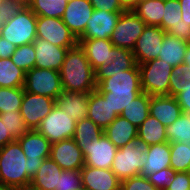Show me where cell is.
Segmentation results:
<instances>
[{"label": "cell", "instance_id": "6da1fadb", "mask_svg": "<svg viewBox=\"0 0 190 190\" xmlns=\"http://www.w3.org/2000/svg\"><path fill=\"white\" fill-rule=\"evenodd\" d=\"M95 81L96 90L108 99L109 105L118 116L142 93L138 64L129 70L95 72Z\"/></svg>", "mask_w": 190, "mask_h": 190}, {"label": "cell", "instance_id": "7a4b0ae2", "mask_svg": "<svg viewBox=\"0 0 190 190\" xmlns=\"http://www.w3.org/2000/svg\"><path fill=\"white\" fill-rule=\"evenodd\" d=\"M59 73L64 91L90 93L96 89L95 71L79 44L68 49Z\"/></svg>", "mask_w": 190, "mask_h": 190}, {"label": "cell", "instance_id": "3957f363", "mask_svg": "<svg viewBox=\"0 0 190 190\" xmlns=\"http://www.w3.org/2000/svg\"><path fill=\"white\" fill-rule=\"evenodd\" d=\"M28 159L17 140L0 148V184L12 190L30 187Z\"/></svg>", "mask_w": 190, "mask_h": 190}, {"label": "cell", "instance_id": "277c9868", "mask_svg": "<svg viewBox=\"0 0 190 190\" xmlns=\"http://www.w3.org/2000/svg\"><path fill=\"white\" fill-rule=\"evenodd\" d=\"M149 145L139 139L117 150L111 170L120 182L139 176L144 168Z\"/></svg>", "mask_w": 190, "mask_h": 190}, {"label": "cell", "instance_id": "5b68a950", "mask_svg": "<svg viewBox=\"0 0 190 190\" xmlns=\"http://www.w3.org/2000/svg\"><path fill=\"white\" fill-rule=\"evenodd\" d=\"M142 92L150 96H169V82L173 67L159 58L138 64Z\"/></svg>", "mask_w": 190, "mask_h": 190}, {"label": "cell", "instance_id": "8992f818", "mask_svg": "<svg viewBox=\"0 0 190 190\" xmlns=\"http://www.w3.org/2000/svg\"><path fill=\"white\" fill-rule=\"evenodd\" d=\"M37 15L25 5L20 12L0 28V36L19 47L36 39Z\"/></svg>", "mask_w": 190, "mask_h": 190}, {"label": "cell", "instance_id": "52a82bcc", "mask_svg": "<svg viewBox=\"0 0 190 190\" xmlns=\"http://www.w3.org/2000/svg\"><path fill=\"white\" fill-rule=\"evenodd\" d=\"M24 91L53 99L64 91L59 71L47 68L29 70L25 75Z\"/></svg>", "mask_w": 190, "mask_h": 190}, {"label": "cell", "instance_id": "ba28073f", "mask_svg": "<svg viewBox=\"0 0 190 190\" xmlns=\"http://www.w3.org/2000/svg\"><path fill=\"white\" fill-rule=\"evenodd\" d=\"M17 141L28 159V176L32 179L43 160L50 157L51 142L36 129L28 130Z\"/></svg>", "mask_w": 190, "mask_h": 190}, {"label": "cell", "instance_id": "9c48e42d", "mask_svg": "<svg viewBox=\"0 0 190 190\" xmlns=\"http://www.w3.org/2000/svg\"><path fill=\"white\" fill-rule=\"evenodd\" d=\"M75 127L76 120L55 105L36 130L53 144L73 138Z\"/></svg>", "mask_w": 190, "mask_h": 190}, {"label": "cell", "instance_id": "30bf717a", "mask_svg": "<svg viewBox=\"0 0 190 190\" xmlns=\"http://www.w3.org/2000/svg\"><path fill=\"white\" fill-rule=\"evenodd\" d=\"M147 25L132 10L121 13L110 41L114 46L133 50L137 39Z\"/></svg>", "mask_w": 190, "mask_h": 190}, {"label": "cell", "instance_id": "8fae6325", "mask_svg": "<svg viewBox=\"0 0 190 190\" xmlns=\"http://www.w3.org/2000/svg\"><path fill=\"white\" fill-rule=\"evenodd\" d=\"M36 36L58 47L78 45V39L61 18L37 16Z\"/></svg>", "mask_w": 190, "mask_h": 190}, {"label": "cell", "instance_id": "7c38bea8", "mask_svg": "<svg viewBox=\"0 0 190 190\" xmlns=\"http://www.w3.org/2000/svg\"><path fill=\"white\" fill-rule=\"evenodd\" d=\"M55 105L53 98L24 91L20 112L28 130L37 129Z\"/></svg>", "mask_w": 190, "mask_h": 190}, {"label": "cell", "instance_id": "4fadbf2b", "mask_svg": "<svg viewBox=\"0 0 190 190\" xmlns=\"http://www.w3.org/2000/svg\"><path fill=\"white\" fill-rule=\"evenodd\" d=\"M81 150L84 165L100 169H111L118 148L103 133L100 138L93 139L87 146H82Z\"/></svg>", "mask_w": 190, "mask_h": 190}, {"label": "cell", "instance_id": "5bb4252c", "mask_svg": "<svg viewBox=\"0 0 190 190\" xmlns=\"http://www.w3.org/2000/svg\"><path fill=\"white\" fill-rule=\"evenodd\" d=\"M166 33L160 26L145 27L132 50L137 64L158 58Z\"/></svg>", "mask_w": 190, "mask_h": 190}, {"label": "cell", "instance_id": "9a60e30c", "mask_svg": "<svg viewBox=\"0 0 190 190\" xmlns=\"http://www.w3.org/2000/svg\"><path fill=\"white\" fill-rule=\"evenodd\" d=\"M50 158L63 170H81L84 166L82 150L73 138L51 144Z\"/></svg>", "mask_w": 190, "mask_h": 190}, {"label": "cell", "instance_id": "2e32d148", "mask_svg": "<svg viewBox=\"0 0 190 190\" xmlns=\"http://www.w3.org/2000/svg\"><path fill=\"white\" fill-rule=\"evenodd\" d=\"M121 13L94 9L79 39H110Z\"/></svg>", "mask_w": 190, "mask_h": 190}, {"label": "cell", "instance_id": "e0dca14e", "mask_svg": "<svg viewBox=\"0 0 190 190\" xmlns=\"http://www.w3.org/2000/svg\"><path fill=\"white\" fill-rule=\"evenodd\" d=\"M93 11L94 8L89 0H70L61 19L79 39L85 31L87 21L91 18Z\"/></svg>", "mask_w": 190, "mask_h": 190}, {"label": "cell", "instance_id": "ac0fdd59", "mask_svg": "<svg viewBox=\"0 0 190 190\" xmlns=\"http://www.w3.org/2000/svg\"><path fill=\"white\" fill-rule=\"evenodd\" d=\"M36 55V68H47L59 71L68 49L73 47H58L47 40L38 38L33 42Z\"/></svg>", "mask_w": 190, "mask_h": 190}, {"label": "cell", "instance_id": "d6986e66", "mask_svg": "<svg viewBox=\"0 0 190 190\" xmlns=\"http://www.w3.org/2000/svg\"><path fill=\"white\" fill-rule=\"evenodd\" d=\"M80 171L83 190H120V181L111 169L84 165Z\"/></svg>", "mask_w": 190, "mask_h": 190}, {"label": "cell", "instance_id": "ffe728a7", "mask_svg": "<svg viewBox=\"0 0 190 190\" xmlns=\"http://www.w3.org/2000/svg\"><path fill=\"white\" fill-rule=\"evenodd\" d=\"M78 44L94 71L114 59V45L110 39H78Z\"/></svg>", "mask_w": 190, "mask_h": 190}, {"label": "cell", "instance_id": "44dd1931", "mask_svg": "<svg viewBox=\"0 0 190 190\" xmlns=\"http://www.w3.org/2000/svg\"><path fill=\"white\" fill-rule=\"evenodd\" d=\"M149 114L164 126L174 123L182 114L176 97L168 95L150 96Z\"/></svg>", "mask_w": 190, "mask_h": 190}, {"label": "cell", "instance_id": "7402d4cb", "mask_svg": "<svg viewBox=\"0 0 190 190\" xmlns=\"http://www.w3.org/2000/svg\"><path fill=\"white\" fill-rule=\"evenodd\" d=\"M118 115L112 110L108 99L96 89L89 93L87 118L92 120L101 129H106Z\"/></svg>", "mask_w": 190, "mask_h": 190}, {"label": "cell", "instance_id": "603a6c76", "mask_svg": "<svg viewBox=\"0 0 190 190\" xmlns=\"http://www.w3.org/2000/svg\"><path fill=\"white\" fill-rule=\"evenodd\" d=\"M89 93L63 91L56 99V106L74 120L87 118Z\"/></svg>", "mask_w": 190, "mask_h": 190}, {"label": "cell", "instance_id": "cb8c5ba5", "mask_svg": "<svg viewBox=\"0 0 190 190\" xmlns=\"http://www.w3.org/2000/svg\"><path fill=\"white\" fill-rule=\"evenodd\" d=\"M63 169L50 157L43 160L41 167L31 179L32 190H58L59 177Z\"/></svg>", "mask_w": 190, "mask_h": 190}, {"label": "cell", "instance_id": "d4e9b609", "mask_svg": "<svg viewBox=\"0 0 190 190\" xmlns=\"http://www.w3.org/2000/svg\"><path fill=\"white\" fill-rule=\"evenodd\" d=\"M104 133L118 149L137 139V127L120 115L104 129Z\"/></svg>", "mask_w": 190, "mask_h": 190}, {"label": "cell", "instance_id": "484cf974", "mask_svg": "<svg viewBox=\"0 0 190 190\" xmlns=\"http://www.w3.org/2000/svg\"><path fill=\"white\" fill-rule=\"evenodd\" d=\"M144 162L145 165L140 173L141 176H147L164 168H171L170 143L164 142L161 144L149 145Z\"/></svg>", "mask_w": 190, "mask_h": 190}, {"label": "cell", "instance_id": "4316f807", "mask_svg": "<svg viewBox=\"0 0 190 190\" xmlns=\"http://www.w3.org/2000/svg\"><path fill=\"white\" fill-rule=\"evenodd\" d=\"M188 44V42L166 33L158 58L165 61V63H169L172 67L179 66L183 63Z\"/></svg>", "mask_w": 190, "mask_h": 190}, {"label": "cell", "instance_id": "83f0119b", "mask_svg": "<svg viewBox=\"0 0 190 190\" xmlns=\"http://www.w3.org/2000/svg\"><path fill=\"white\" fill-rule=\"evenodd\" d=\"M137 139L146 142L148 145L168 142L166 126L155 117L149 115L137 128Z\"/></svg>", "mask_w": 190, "mask_h": 190}, {"label": "cell", "instance_id": "f1b7e54d", "mask_svg": "<svg viewBox=\"0 0 190 190\" xmlns=\"http://www.w3.org/2000/svg\"><path fill=\"white\" fill-rule=\"evenodd\" d=\"M132 11L147 26H160L162 28L164 0H142Z\"/></svg>", "mask_w": 190, "mask_h": 190}, {"label": "cell", "instance_id": "f546056e", "mask_svg": "<svg viewBox=\"0 0 190 190\" xmlns=\"http://www.w3.org/2000/svg\"><path fill=\"white\" fill-rule=\"evenodd\" d=\"M149 105L150 95L142 92L123 109L120 116L124 117L138 128L150 115Z\"/></svg>", "mask_w": 190, "mask_h": 190}, {"label": "cell", "instance_id": "4dcf8cb0", "mask_svg": "<svg viewBox=\"0 0 190 190\" xmlns=\"http://www.w3.org/2000/svg\"><path fill=\"white\" fill-rule=\"evenodd\" d=\"M26 72L18 68L11 58L0 59V87H24Z\"/></svg>", "mask_w": 190, "mask_h": 190}, {"label": "cell", "instance_id": "1f68e13d", "mask_svg": "<svg viewBox=\"0 0 190 190\" xmlns=\"http://www.w3.org/2000/svg\"><path fill=\"white\" fill-rule=\"evenodd\" d=\"M68 0H28L26 5L37 15L62 18Z\"/></svg>", "mask_w": 190, "mask_h": 190}, {"label": "cell", "instance_id": "d6a6232c", "mask_svg": "<svg viewBox=\"0 0 190 190\" xmlns=\"http://www.w3.org/2000/svg\"><path fill=\"white\" fill-rule=\"evenodd\" d=\"M132 50L114 46L113 61L100 66L95 72H116L132 69L136 65Z\"/></svg>", "mask_w": 190, "mask_h": 190}, {"label": "cell", "instance_id": "836d02e7", "mask_svg": "<svg viewBox=\"0 0 190 190\" xmlns=\"http://www.w3.org/2000/svg\"><path fill=\"white\" fill-rule=\"evenodd\" d=\"M104 130L97 126L89 118L76 121V127L73 135L75 143L81 148L87 146L93 139L100 138Z\"/></svg>", "mask_w": 190, "mask_h": 190}, {"label": "cell", "instance_id": "e575fe53", "mask_svg": "<svg viewBox=\"0 0 190 190\" xmlns=\"http://www.w3.org/2000/svg\"><path fill=\"white\" fill-rule=\"evenodd\" d=\"M170 166L174 172H190V145L170 142Z\"/></svg>", "mask_w": 190, "mask_h": 190}, {"label": "cell", "instance_id": "d590c367", "mask_svg": "<svg viewBox=\"0 0 190 190\" xmlns=\"http://www.w3.org/2000/svg\"><path fill=\"white\" fill-rule=\"evenodd\" d=\"M168 142H184L190 145V113L182 112L171 125L166 126Z\"/></svg>", "mask_w": 190, "mask_h": 190}, {"label": "cell", "instance_id": "8d00e7d4", "mask_svg": "<svg viewBox=\"0 0 190 190\" xmlns=\"http://www.w3.org/2000/svg\"><path fill=\"white\" fill-rule=\"evenodd\" d=\"M23 97V87H0V113L20 111Z\"/></svg>", "mask_w": 190, "mask_h": 190}, {"label": "cell", "instance_id": "74e56055", "mask_svg": "<svg viewBox=\"0 0 190 190\" xmlns=\"http://www.w3.org/2000/svg\"><path fill=\"white\" fill-rule=\"evenodd\" d=\"M11 59L18 68L25 72L33 69L36 64L34 44L30 43L17 47Z\"/></svg>", "mask_w": 190, "mask_h": 190}, {"label": "cell", "instance_id": "f35d334b", "mask_svg": "<svg viewBox=\"0 0 190 190\" xmlns=\"http://www.w3.org/2000/svg\"><path fill=\"white\" fill-rule=\"evenodd\" d=\"M0 118L4 125L7 126L8 131H10L11 136L15 140L19 139L25 132L28 131L20 111H7L0 113Z\"/></svg>", "mask_w": 190, "mask_h": 190}, {"label": "cell", "instance_id": "ab89813d", "mask_svg": "<svg viewBox=\"0 0 190 190\" xmlns=\"http://www.w3.org/2000/svg\"><path fill=\"white\" fill-rule=\"evenodd\" d=\"M181 5L179 0H164V14L162 19V29L167 32L173 26L181 22Z\"/></svg>", "mask_w": 190, "mask_h": 190}, {"label": "cell", "instance_id": "60d3db41", "mask_svg": "<svg viewBox=\"0 0 190 190\" xmlns=\"http://www.w3.org/2000/svg\"><path fill=\"white\" fill-rule=\"evenodd\" d=\"M58 190H83L80 170H63L59 177Z\"/></svg>", "mask_w": 190, "mask_h": 190}, {"label": "cell", "instance_id": "b9f144b4", "mask_svg": "<svg viewBox=\"0 0 190 190\" xmlns=\"http://www.w3.org/2000/svg\"><path fill=\"white\" fill-rule=\"evenodd\" d=\"M26 5L22 0H0V21L5 24Z\"/></svg>", "mask_w": 190, "mask_h": 190}, {"label": "cell", "instance_id": "7bdbcfd3", "mask_svg": "<svg viewBox=\"0 0 190 190\" xmlns=\"http://www.w3.org/2000/svg\"><path fill=\"white\" fill-rule=\"evenodd\" d=\"M120 190H158L146 176H134L120 182Z\"/></svg>", "mask_w": 190, "mask_h": 190}, {"label": "cell", "instance_id": "ee69618b", "mask_svg": "<svg viewBox=\"0 0 190 190\" xmlns=\"http://www.w3.org/2000/svg\"><path fill=\"white\" fill-rule=\"evenodd\" d=\"M173 173L174 171L171 168H164L146 177L158 190H165L173 180Z\"/></svg>", "mask_w": 190, "mask_h": 190}, {"label": "cell", "instance_id": "f6af8a7d", "mask_svg": "<svg viewBox=\"0 0 190 190\" xmlns=\"http://www.w3.org/2000/svg\"><path fill=\"white\" fill-rule=\"evenodd\" d=\"M185 80L190 81V78H187L184 75V72L179 66L173 67L169 82V96L176 97L179 93H181V87L185 83Z\"/></svg>", "mask_w": 190, "mask_h": 190}, {"label": "cell", "instance_id": "bcb514c9", "mask_svg": "<svg viewBox=\"0 0 190 190\" xmlns=\"http://www.w3.org/2000/svg\"><path fill=\"white\" fill-rule=\"evenodd\" d=\"M165 190H190V172H174L173 180Z\"/></svg>", "mask_w": 190, "mask_h": 190}, {"label": "cell", "instance_id": "7dc6e473", "mask_svg": "<svg viewBox=\"0 0 190 190\" xmlns=\"http://www.w3.org/2000/svg\"><path fill=\"white\" fill-rule=\"evenodd\" d=\"M94 9L110 12H124L126 9L120 0H89Z\"/></svg>", "mask_w": 190, "mask_h": 190}, {"label": "cell", "instance_id": "c3c4849f", "mask_svg": "<svg viewBox=\"0 0 190 190\" xmlns=\"http://www.w3.org/2000/svg\"><path fill=\"white\" fill-rule=\"evenodd\" d=\"M182 112L190 113V81L185 80L181 87V93L176 96Z\"/></svg>", "mask_w": 190, "mask_h": 190}, {"label": "cell", "instance_id": "681fc988", "mask_svg": "<svg viewBox=\"0 0 190 190\" xmlns=\"http://www.w3.org/2000/svg\"><path fill=\"white\" fill-rule=\"evenodd\" d=\"M167 33L190 43V24H186L183 20L177 26L169 29Z\"/></svg>", "mask_w": 190, "mask_h": 190}, {"label": "cell", "instance_id": "f907efd6", "mask_svg": "<svg viewBox=\"0 0 190 190\" xmlns=\"http://www.w3.org/2000/svg\"><path fill=\"white\" fill-rule=\"evenodd\" d=\"M17 46L0 36V59L11 58Z\"/></svg>", "mask_w": 190, "mask_h": 190}, {"label": "cell", "instance_id": "816d5d0a", "mask_svg": "<svg viewBox=\"0 0 190 190\" xmlns=\"http://www.w3.org/2000/svg\"><path fill=\"white\" fill-rule=\"evenodd\" d=\"M12 141H15V139L11 136V133L8 131L7 126L4 125L0 118V148Z\"/></svg>", "mask_w": 190, "mask_h": 190}, {"label": "cell", "instance_id": "f5cc1de1", "mask_svg": "<svg viewBox=\"0 0 190 190\" xmlns=\"http://www.w3.org/2000/svg\"><path fill=\"white\" fill-rule=\"evenodd\" d=\"M181 5V20L186 24H190V0H179Z\"/></svg>", "mask_w": 190, "mask_h": 190}, {"label": "cell", "instance_id": "db71d44e", "mask_svg": "<svg viewBox=\"0 0 190 190\" xmlns=\"http://www.w3.org/2000/svg\"><path fill=\"white\" fill-rule=\"evenodd\" d=\"M180 69L184 72L187 78H190V43L186 49L183 63L179 65Z\"/></svg>", "mask_w": 190, "mask_h": 190}, {"label": "cell", "instance_id": "11a10c76", "mask_svg": "<svg viewBox=\"0 0 190 190\" xmlns=\"http://www.w3.org/2000/svg\"><path fill=\"white\" fill-rule=\"evenodd\" d=\"M121 4L126 10H132L135 8L142 0H120Z\"/></svg>", "mask_w": 190, "mask_h": 190}, {"label": "cell", "instance_id": "9f6ffc18", "mask_svg": "<svg viewBox=\"0 0 190 190\" xmlns=\"http://www.w3.org/2000/svg\"><path fill=\"white\" fill-rule=\"evenodd\" d=\"M0 190H12V189L4 187L2 184H0Z\"/></svg>", "mask_w": 190, "mask_h": 190}]
</instances>
